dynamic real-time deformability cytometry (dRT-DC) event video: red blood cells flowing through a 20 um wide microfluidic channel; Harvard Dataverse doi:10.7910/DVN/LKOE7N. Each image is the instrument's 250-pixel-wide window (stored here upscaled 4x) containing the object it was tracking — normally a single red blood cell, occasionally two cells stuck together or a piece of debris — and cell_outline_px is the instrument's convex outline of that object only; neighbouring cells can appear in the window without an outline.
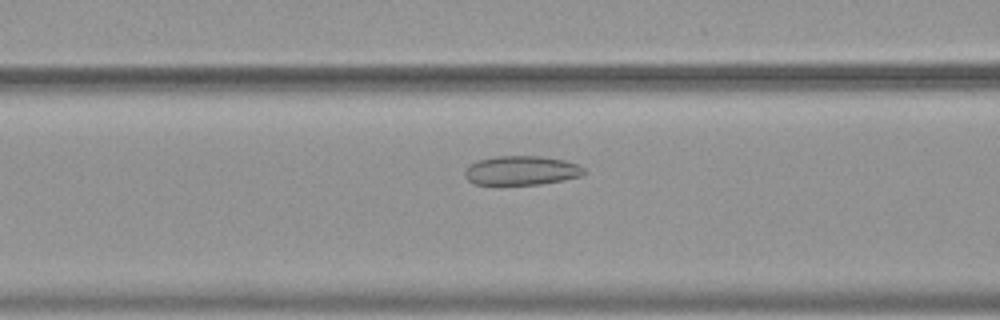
{"species": "common noctule bat (a hibernating species)", "species_latin": "Nyctalus noctula", "temperature_condition": "warm", "stored_images_in_passage": 39, "camera_frame_rate_fps": 3000, "um_per_image_px": 0.085, "animal": {"sex": "female", "body_mass_g": 19.9}, "frame": {"image": 1, "passage_image": 8, "time_ms": 2.333, "image_size_px": [1000, 320], "cell_outline_px": [[588, 172], [580, 176], [540, 184], [472, 184], [464, 176], [464, 172], [468, 164], [476, 160], [496, 156], [540, 156], [564, 160], [576, 164], [584, 168]], "centroid_in_image_um": [44.27, 14.48], "position_along_channel_um": 122.3, "area_um2": 20.29}}
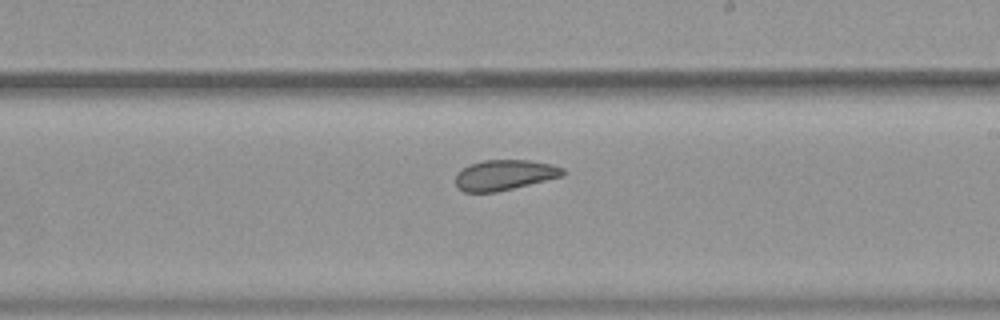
{"frame": {"image": 2, "passage_image": 18, "time_ms": 5.667, "image_size_px": [1000, 320], "cell_outline_px": [[568, 172], [564, 176], [496, 192], [464, 192], [456, 188], [456, 172], [468, 164], [484, 160], [528, 160], [552, 164], [564, 168]], "centroid_in_image_um": [42.88, 14.87], "position_along_channel_um": 246.1, "area_um2": 19.25}}
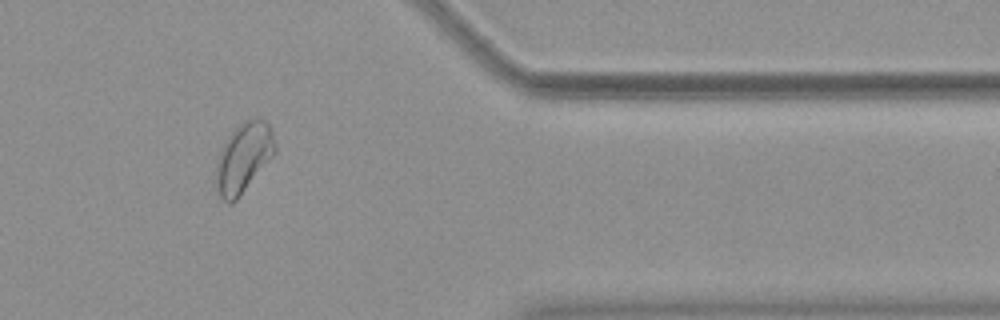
{"frame": {"image": 3, "passage_image": 31, "time_ms": 10.0, "image_size_px": [1000, 320], "cell_outline_px": [[276, 152], [236, 200], [232, 204], [228, 204], [220, 196], [216, 188], [216, 164], [220, 152], [228, 136], [244, 120], [264, 120], [268, 124], [272, 132], [276, 144]], "centroid_in_image_um": [20.7, 13.43], "position_along_channel_um": 390.7, "area_um2": 23.47}}